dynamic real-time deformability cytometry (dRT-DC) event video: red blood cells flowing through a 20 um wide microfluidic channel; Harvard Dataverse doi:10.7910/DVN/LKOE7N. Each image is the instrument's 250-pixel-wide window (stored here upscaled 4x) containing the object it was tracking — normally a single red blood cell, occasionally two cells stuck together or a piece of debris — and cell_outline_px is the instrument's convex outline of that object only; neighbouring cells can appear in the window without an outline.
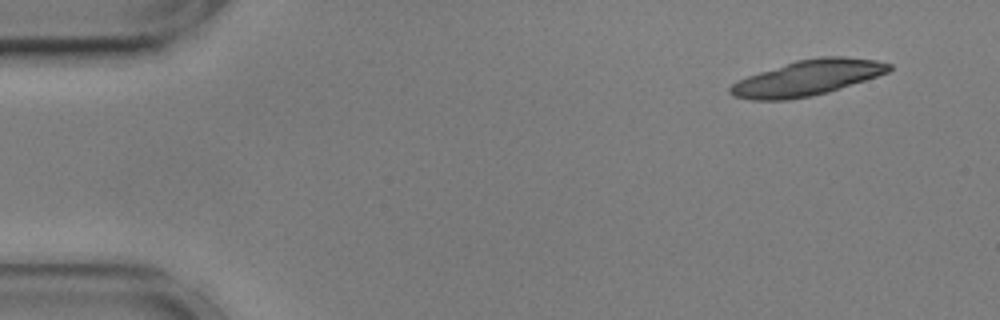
{"species": "common noctule bat (a hibernating species)", "species_latin": "Nyctalus noctula", "temperature_condition": "cold", "stored_images_in_passage": 16, "camera_frame_rate_fps": 3000, "um_per_image_px": 0.085, "animal": {"sex": "male", "body_mass_g": 17.9, "forearm_length_mm": 54.2}, "frame": {"image": 1, "passage_image": 1, "time_ms": 0.0, "image_size_px": [1000, 320], "cell_outline_px": [[892, 68], [888, 72], [828, 92], [788, 100], [752, 100], [732, 96], [728, 92], [728, 88], [736, 80], [796, 60], [820, 56], [844, 56], [876, 60], [892, 64]], "centroid_in_image_um": [68.6, 6.62], "position_along_channel_um": 16.4, "area_um2": 32.66}}